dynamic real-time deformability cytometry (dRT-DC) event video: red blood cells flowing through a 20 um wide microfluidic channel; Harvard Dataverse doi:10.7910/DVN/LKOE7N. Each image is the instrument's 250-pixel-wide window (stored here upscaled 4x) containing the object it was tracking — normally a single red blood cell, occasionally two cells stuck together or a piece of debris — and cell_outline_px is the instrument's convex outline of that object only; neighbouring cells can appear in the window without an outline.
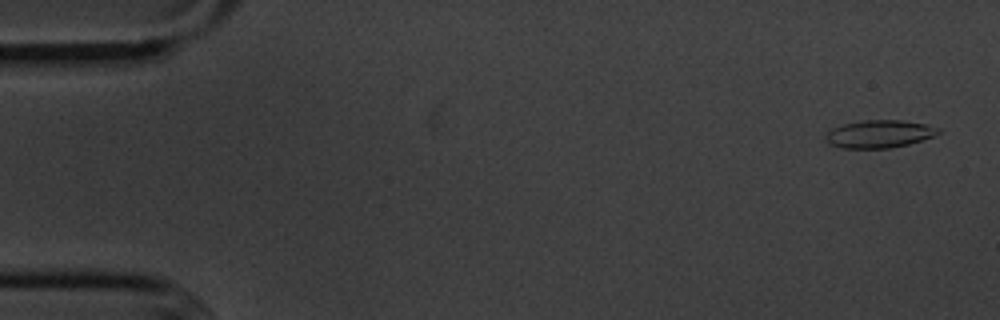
{"species": "common noctule bat (a hibernating species)", "species_latin": "Nyctalus noctula", "temperature_condition": "cold", "stored_images_in_passage": 55, "camera_frame_rate_fps": 3000, "um_per_image_px": 0.085, "animal": {"sex": "male", "body_mass_g": 20.1, "forearm_length_mm": 53.5}, "frame": {"image": 1, "passage_image": 2, "time_ms": 0.333, "image_size_px": [1000, 320], "cell_outline_px": [[940, 132], [936, 136], [908, 144], [892, 148], [840, 148], [828, 144], [824, 140], [824, 136], [832, 128], [844, 124], [860, 120], [900, 120], [928, 124], [940, 128]], "centroid_in_image_um": [74.73, 11.39], "position_along_channel_um": 10.3, "area_um2": 18.5}}
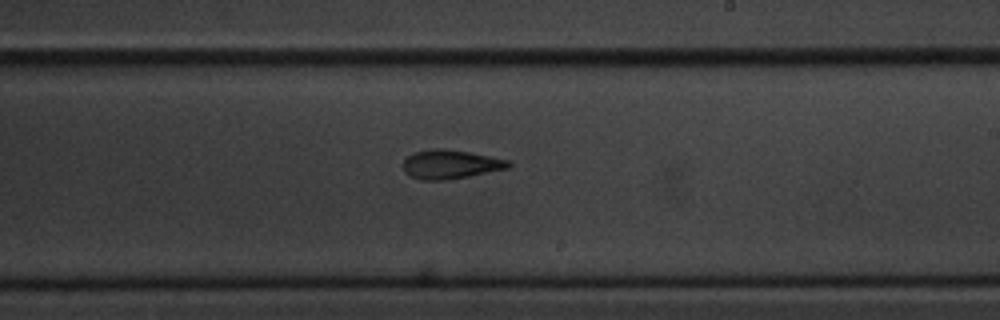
{"frame": {"image": 2, "passage_image": 32, "time_ms": 10.333, "image_size_px": [1000, 320], "cell_outline_px": [[512, 164], [508, 168], [468, 176], [444, 180], [424, 180], [412, 176], [404, 172], [404, 160], [408, 156], [416, 152], [432, 148], [440, 148], [468, 152], [508, 160]], "centroid_in_image_um": [38.28, 13.96], "position_along_channel_um": 250.7, "area_um2": 17.4}}
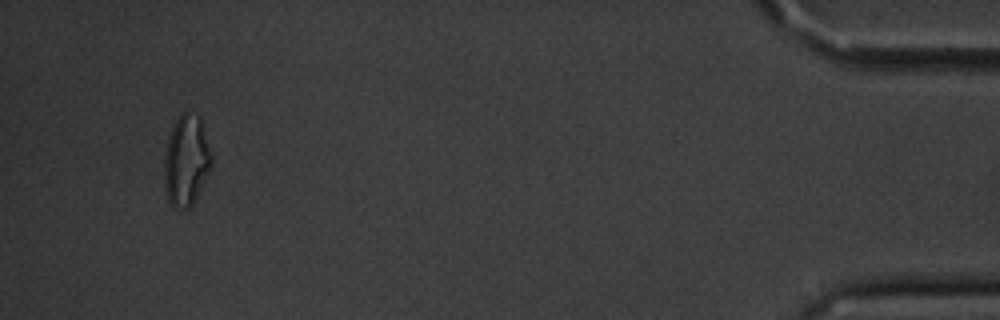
{"frame": {"image": 3, "passage_image": 52, "time_ms": 17.0, "image_size_px": [1000, 320], "cell_outline_px": [[212, 164], [192, 204], [188, 208], [180, 212], [172, 208], [168, 204], [164, 188], [164, 160], [168, 140], [172, 128], [180, 112], [188, 112], [200, 116], [212, 156]], "centroid_in_image_um": [15.81, 13.7], "position_along_channel_um": 419.4, "area_um2": 25.14}, "authors_computed_cell_mechanics": {"area_um2": 18.4382, "velocity_mm_per_s": 3.6317, "shape_relaxation_time_tau1_ms": 3.4, "shape_relaxation_time_tau2_ms": 3.1504, "deformation_change_tau1": 0.133, "deformation_change_tau2": 0.1222}}